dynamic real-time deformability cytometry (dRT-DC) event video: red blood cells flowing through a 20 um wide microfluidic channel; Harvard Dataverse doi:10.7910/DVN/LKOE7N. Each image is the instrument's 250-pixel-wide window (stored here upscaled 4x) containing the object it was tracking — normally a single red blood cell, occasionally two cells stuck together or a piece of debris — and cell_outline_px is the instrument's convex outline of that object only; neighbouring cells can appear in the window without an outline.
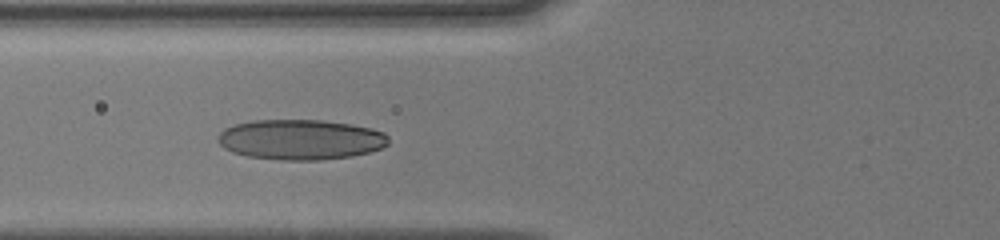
{"species": "human", "species_latin": "Homo sapiens", "temperature_condition": "cold", "stored_images_in_passage": 31, "camera_frame_rate_fps": 3000, "um_per_image_px": 0.085, "donor": {"sex": "male"}, "frame": {"image": 1, "passage_image": 20, "time_ms": 5.667, "image_size_px": [1000, 240], "cell_outline_px": [[388, 144], [380, 148], [368, 152], [352, 156], [320, 160], [280, 160], [248, 156], [232, 152], [224, 148], [216, 140], [216, 136], [224, 128], [232, 124], [252, 120], [324, 120], [352, 124], [372, 128], [384, 132], [388, 136]], "centroid_in_image_um": [25.51, 11.85], "position_along_channel_um": 100.3, "area_um2": 40.34}}
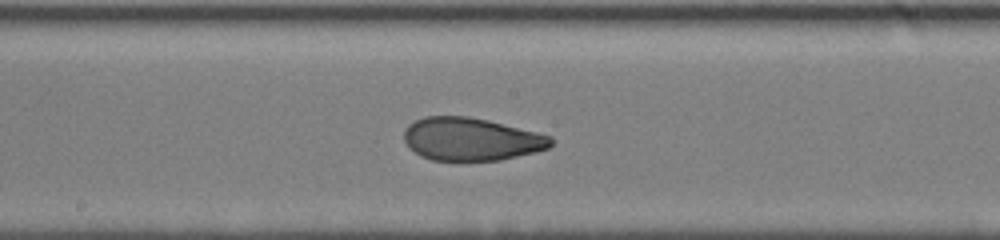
{"frame": {"image": 2, "passage_image": 26, "time_ms": 8.333, "image_size_px": [1000, 240], "cell_outline_px": [[552, 144], [548, 148], [536, 152], [500, 160], [460, 164], [432, 160], [420, 156], [408, 148], [404, 140], [404, 128], [408, 124], [424, 116], [468, 116], [488, 120], [552, 136]], "centroid_in_image_um": [40.0, 11.87], "position_along_channel_um": 208.2, "area_um2": 37.8}}
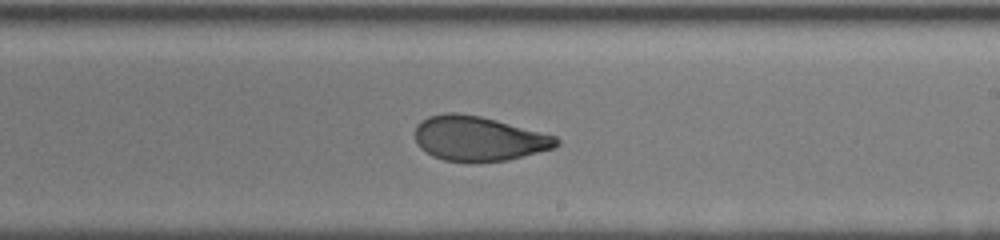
{"frame": {"image": 3, "passage_image": 30, "time_ms": 9.333, "image_size_px": [1000, 240], "cell_outline_px": [[560, 144], [556, 148], [508, 160], [444, 160], [432, 156], [420, 148], [416, 144], [416, 128], [420, 120], [428, 116], [444, 112], [456, 112], [480, 116], [496, 120], [556, 136], [560, 140]], "centroid_in_image_um": [40.68, 11.75], "position_along_channel_um": 248.3, "area_um2": 36.53}}